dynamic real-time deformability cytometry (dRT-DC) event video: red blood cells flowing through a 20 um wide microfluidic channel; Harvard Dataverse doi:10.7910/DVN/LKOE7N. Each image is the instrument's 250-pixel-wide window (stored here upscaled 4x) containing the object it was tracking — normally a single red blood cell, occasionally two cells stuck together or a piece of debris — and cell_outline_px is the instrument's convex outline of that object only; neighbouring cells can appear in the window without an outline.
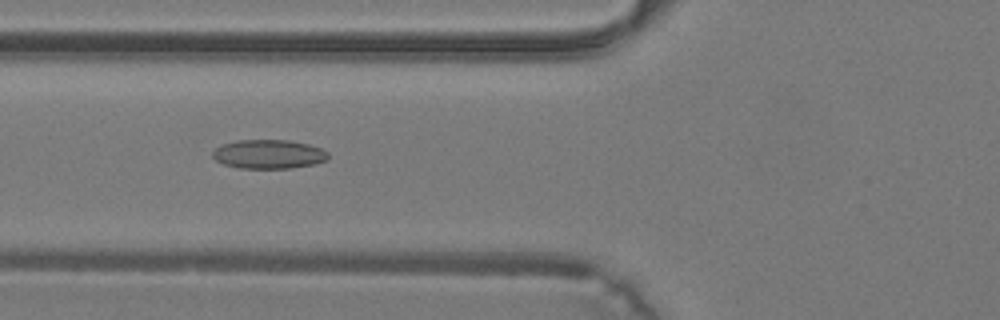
{"species": "common noctule bat (a hibernating species)", "species_latin": "Nyctalus noctula", "temperature_condition": "warm", "stored_images_in_passage": 27, "camera_frame_rate_fps": 3000, "um_per_image_px": 0.085, "animal": {"sex": "male", "body_mass_g": 19.2, "forearm_length_mm": 51.8}, "frame": {"image": 1, "passage_image": 3, "time_ms": 0.667, "image_size_px": [1000, 320], "cell_outline_px": [[328, 160], [316, 164], [292, 168], [240, 168], [224, 164], [216, 160], [212, 156], [212, 152], [220, 144], [236, 140], [288, 140], [308, 144], [320, 148], [328, 152]], "centroid_in_image_um": [22.84, 13.1], "position_along_channel_um": 103.0, "area_um2": 19.65}}
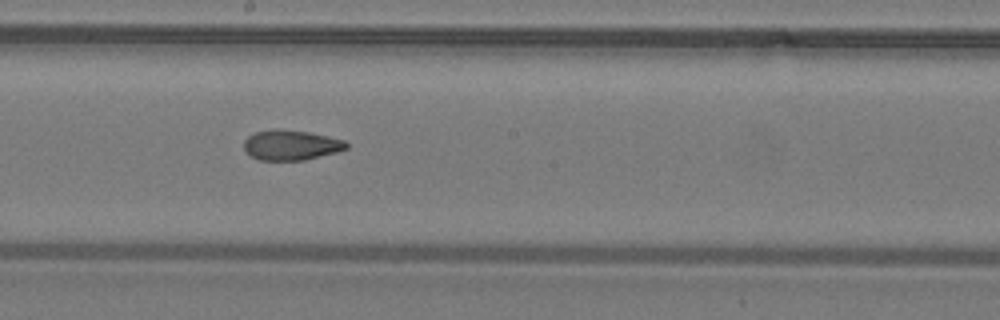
{"frame": {"image": 2, "passage_image": 10, "time_ms": 3.0, "image_size_px": [1000, 320], "cell_outline_px": [[348, 148], [336, 152], [304, 160], [260, 160], [252, 156], [244, 148], [244, 140], [248, 136], [256, 132], [276, 128], [308, 132], [328, 136], [344, 140], [348, 144]], "centroid_in_image_um": [24.74, 12.32], "position_along_channel_um": 223.5, "area_um2": 17.86}}
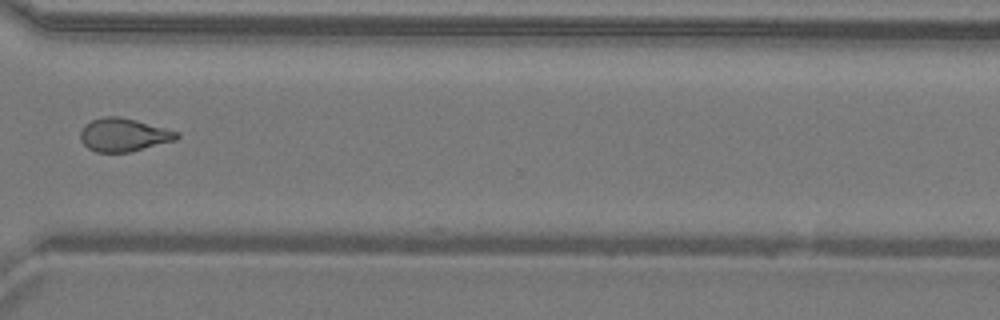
{"frame": {"image": 3, "passage_image": 18, "time_ms": 5.667, "image_size_px": [1000, 320], "cell_outline_px": [[180, 136], [176, 140], [128, 152], [96, 152], [88, 148], [80, 140], [80, 132], [84, 124], [100, 116], [120, 116], [136, 120], [180, 132]], "centroid_in_image_um": [10.49, 11.45], "position_along_channel_um": 360.1, "area_um2": 18.73}}